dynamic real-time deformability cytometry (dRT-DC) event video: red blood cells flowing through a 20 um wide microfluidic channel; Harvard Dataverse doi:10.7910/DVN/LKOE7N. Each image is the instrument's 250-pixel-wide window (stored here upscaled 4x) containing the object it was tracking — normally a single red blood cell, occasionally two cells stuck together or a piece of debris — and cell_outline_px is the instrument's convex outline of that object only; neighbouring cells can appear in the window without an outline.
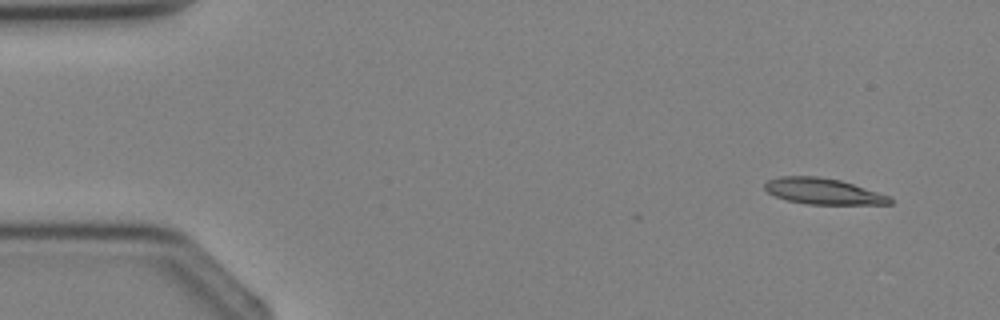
{"species": "Egyptian fruit bat (a non-hibernating species)", "species_latin": "Rousettus aegyptiacus", "temperature_condition": "cold", "stored_images_in_passage": 3, "camera_frame_rate_fps": 3000, "um_per_image_px": 0.085, "animal": {"sex": "female"}, "frame": {"image": 1, "passage_image": 3, "time_ms": 3.333, "image_size_px": [1000, 320], "cell_outline_px": [[892, 204], [808, 204], [788, 200], [776, 196], [768, 192], [764, 188], [764, 184], [768, 180], [780, 176], [820, 176], [840, 180], [888, 196], [892, 200]], "centroid_in_image_um": [69.92, 16.25], "position_along_channel_um": 15.1, "area_um2": 18.67}}